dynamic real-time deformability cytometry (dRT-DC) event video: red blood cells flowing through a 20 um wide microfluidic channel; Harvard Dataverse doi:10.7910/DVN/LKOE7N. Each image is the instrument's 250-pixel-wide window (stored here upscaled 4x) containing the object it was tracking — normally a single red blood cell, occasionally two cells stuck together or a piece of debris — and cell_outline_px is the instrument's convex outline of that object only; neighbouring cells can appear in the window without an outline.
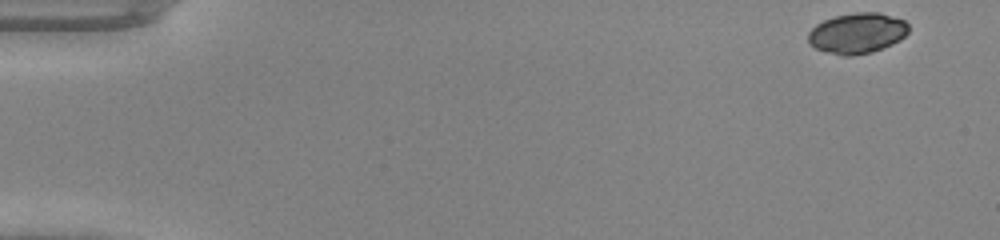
{"species": "common noctule bat (a hibernating species)", "species_latin": "Nyctalus noctula", "temperature_condition": "warm", "stored_images_in_passage": 47, "camera_frame_rate_fps": 3000, "um_per_image_px": 0.085, "animal": {"sex": "male", "body_mass_g": 20.0, "forearm_length_mm": 53.3}, "frame": {"image": 1, "passage_image": 1, "time_ms": 0.0, "image_size_px": [1000, 240], "cell_outline_px": [[908, 32], [900, 40], [892, 44], [872, 52], [852, 56], [844, 56], [828, 52], [816, 48], [808, 44], [808, 32], [816, 24], [824, 20], [836, 16], [856, 12], [880, 12], [904, 20], [908, 24]], "centroid_in_image_um": [72.86, 2.82], "position_along_channel_um": 12.1, "area_um2": 23.76}}
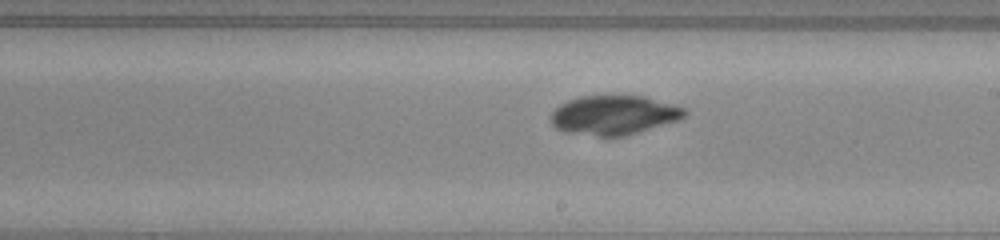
{"frame": {"image": 2, "passage_image": 27, "time_ms": 8.667, "image_size_px": [1000, 240], "cell_outline_px": [[688, 112], [684, 116], [676, 120], [624, 136], [596, 136], [564, 132], [556, 128], [552, 124], [552, 112], [560, 104], [568, 100], [580, 96], [644, 96], [676, 104], [684, 108]], "centroid_in_image_um": [52.17, 9.77], "position_along_channel_um": 236.8, "area_um2": 30.4}}
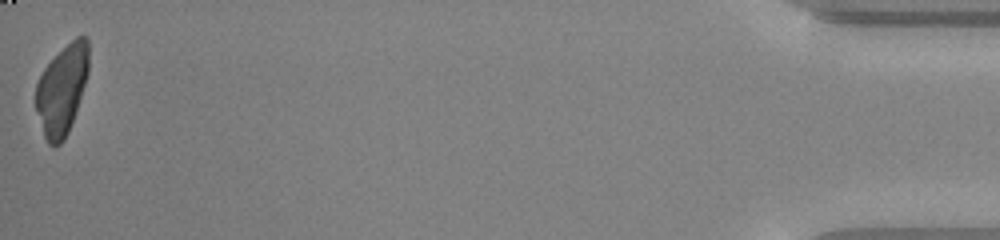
{"frame": {"image": 3, "passage_image": 47, "time_ms": 15.333, "image_size_px": [1000, 240], "cell_outline_px": [[88, 72], [68, 132], [64, 140], [60, 144], [48, 144], [44, 136], [36, 108], [36, 84], [44, 68], [76, 36], [84, 36], [88, 40]], "centroid_in_image_um": [5.26, 7.62], "position_along_channel_um": 429.9, "area_um2": 26.76}}